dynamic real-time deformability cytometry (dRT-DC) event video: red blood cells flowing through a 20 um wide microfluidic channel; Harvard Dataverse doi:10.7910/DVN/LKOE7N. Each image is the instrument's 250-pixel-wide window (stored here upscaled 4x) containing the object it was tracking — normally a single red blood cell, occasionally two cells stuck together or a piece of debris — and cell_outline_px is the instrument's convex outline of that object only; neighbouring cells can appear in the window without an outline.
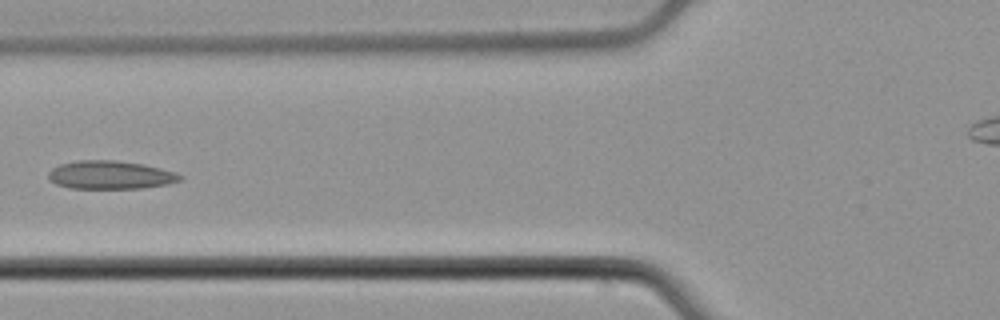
{"species": "common noctule bat (a hibernating species)", "species_latin": "Nyctalus noctula", "temperature_condition": "cold", "stored_images_in_passage": 6, "segment_of_instrument_passage": [1, 2], "camera_frame_rate_fps": 3000, "um_per_image_px": 0.085, "animal": {"sex": "male", "body_mass_g": 21.5, "forearm_length_mm": 52.0}, "frame": {"image": 1, "passage_image": 5, "time_ms": 1.333, "image_size_px": [1000, 320], "cell_outline_px": [[184, 176], [180, 180], [168, 184], [140, 188], [68, 188], [56, 184], [48, 180], [48, 172], [52, 168], [60, 164], [76, 160], [116, 160], [140, 164], [160, 168], [176, 172]], "centroid_in_image_um": [9.34, 14.87], "position_along_channel_um": 116.5, "area_um2": 21.73}}